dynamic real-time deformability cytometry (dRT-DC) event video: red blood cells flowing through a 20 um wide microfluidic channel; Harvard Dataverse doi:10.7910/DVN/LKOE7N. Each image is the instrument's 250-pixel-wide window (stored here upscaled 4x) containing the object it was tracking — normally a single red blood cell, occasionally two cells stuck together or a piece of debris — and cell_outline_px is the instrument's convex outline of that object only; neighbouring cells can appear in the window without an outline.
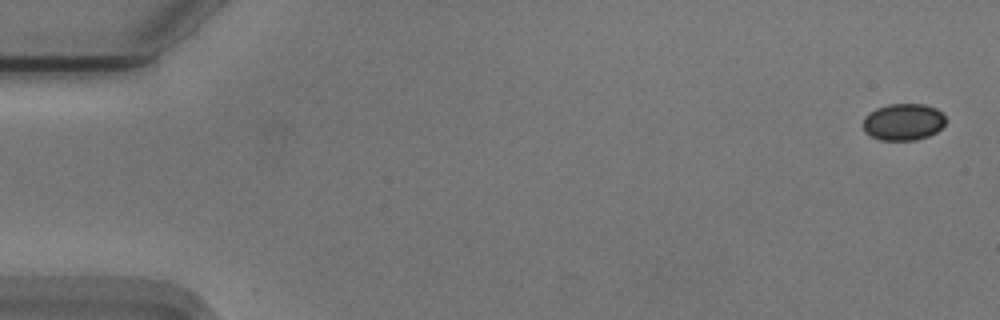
{"species": "Egyptian fruit bat (a non-hibernating species)", "species_latin": "Rousettus aegyptiacus", "temperature_condition": "cold", "stored_images_in_passage": 19, "camera_frame_rate_fps": 3000, "um_per_image_px": 0.085, "animal": {"sex": "male"}, "frame": {"image": 1, "passage_image": 1, "time_ms": 0.0, "image_size_px": [1000, 320], "cell_outline_px": [[948, 120], [936, 132], [928, 136], [916, 140], [880, 140], [864, 132], [864, 116], [876, 108], [888, 104], [924, 104], [936, 108]], "centroid_in_image_um": [76.79, 10.36], "position_along_channel_um": 8.2, "area_um2": 17.74}}
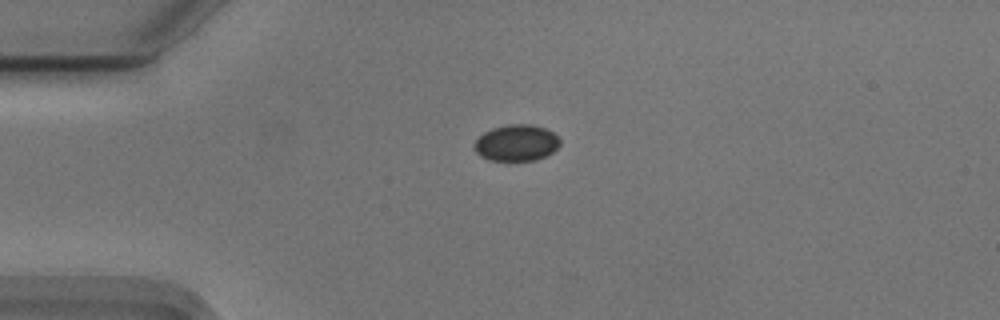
{"frame": {"image": 2, "passage_image": 13, "time_ms": 4.0, "image_size_px": [1000, 320], "cell_outline_px": [[560, 144], [552, 152], [536, 160], [488, 160], [480, 156], [472, 148], [472, 144], [484, 132], [492, 128], [508, 124], [532, 124], [544, 128], [552, 132], [560, 140]], "centroid_in_image_um": [43.85, 12.14], "position_along_channel_um": 41.1, "area_um2": 18.15}}
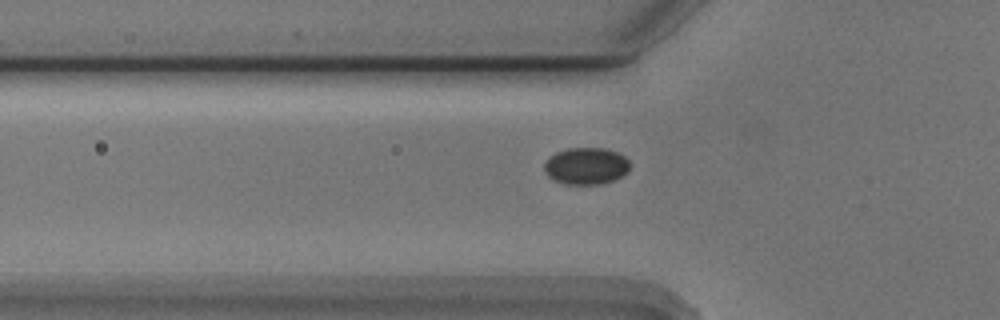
{"frame": {"image": 3, "passage_image": 18, "time_ms": 5.667, "image_size_px": [1000, 320], "cell_outline_px": [[632, 164], [628, 172], [616, 180], [600, 184], [564, 184], [548, 176], [544, 172], [544, 164], [548, 156], [556, 152], [568, 148], [604, 148], [616, 152], [624, 156]], "centroid_in_image_um": [49.83, 14.11], "position_along_channel_um": 76.0, "area_um2": 18.67}}